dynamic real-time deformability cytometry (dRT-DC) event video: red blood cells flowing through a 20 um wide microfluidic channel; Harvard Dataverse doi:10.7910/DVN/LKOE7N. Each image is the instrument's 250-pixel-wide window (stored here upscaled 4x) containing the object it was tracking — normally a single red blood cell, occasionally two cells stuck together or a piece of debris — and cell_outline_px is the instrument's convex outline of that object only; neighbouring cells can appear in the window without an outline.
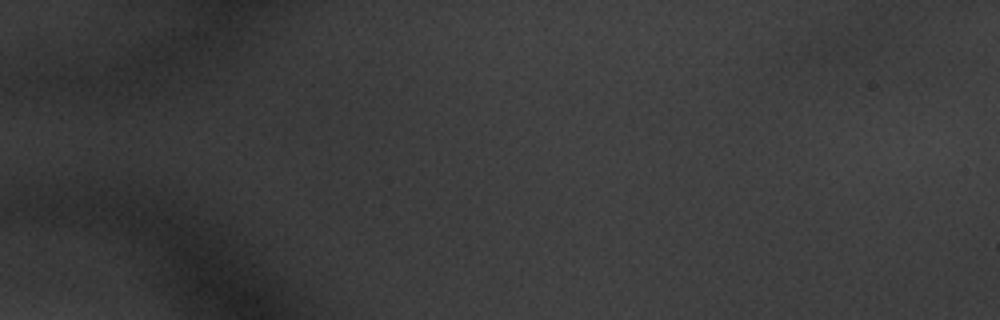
{"species": "common noctule bat (a hibernating species)", "species_latin": "Nyctalus noctula", "temperature_condition": "warm", "stored_images_in_passage": 3, "camera_frame_rate_fps": 3000, "um_per_image_px": 0.085, "animal": {"sex": "male", "body_mass_g": 20.1, "forearm_length_mm": 53.5}, "frame": {"image": 1, "passage_image": 1, "time_ms": 0.0, "image_size_px": [1000, 320], "cell_outline_px": [[924, 16], [908, 36], [888, 56], [856, 60], [820, 64], [808, 64], [788, 52], [808, 32], [816, 28], [848, 16], [876, 12], [892, 12]], "centroid_in_image_um": [72.74, 3.22], "position_along_channel_um": 12.3, "area_um2": 32.77}}